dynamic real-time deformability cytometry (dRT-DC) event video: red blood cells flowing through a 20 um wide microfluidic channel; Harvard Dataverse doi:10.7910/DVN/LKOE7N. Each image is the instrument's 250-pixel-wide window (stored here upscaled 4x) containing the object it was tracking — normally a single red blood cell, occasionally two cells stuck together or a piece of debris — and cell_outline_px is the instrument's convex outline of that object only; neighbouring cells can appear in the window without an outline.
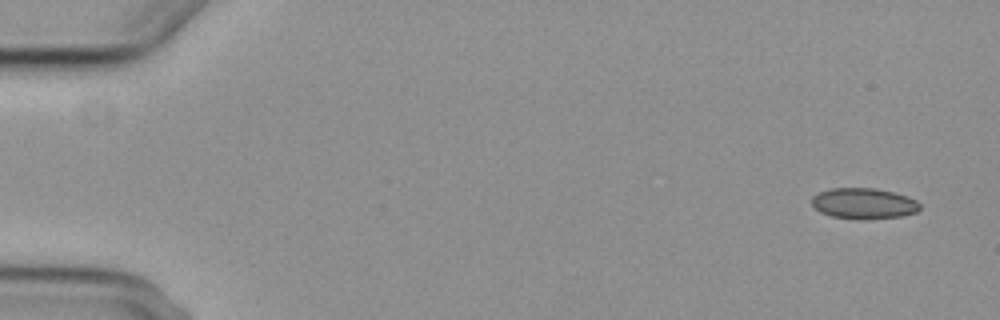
{"species": "common noctule bat (a hibernating species)", "species_latin": "Nyctalus noctula", "temperature_condition": "cold", "stored_images_in_passage": 5, "camera_frame_rate_fps": 3000, "um_per_image_px": 0.085, "animal": {"sex": "female", "body_mass_g": 29.2, "forearm_length_mm": 56.3}, "frame": {"image": 1, "passage_image": 1, "time_ms": 0.0, "image_size_px": [1000, 320], "cell_outline_px": [[920, 208], [916, 212], [900, 216], [868, 220], [856, 220], [832, 216], [820, 212], [812, 204], [812, 196], [820, 192], [832, 188], [876, 188], [908, 196], [916, 200], [920, 204]], "centroid_in_image_um": [73.43, 17.3], "position_along_channel_um": 11.6, "area_um2": 19.54}}
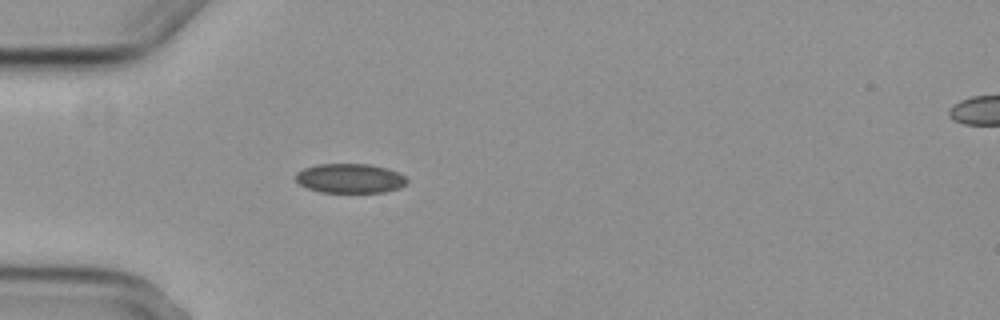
{"frame": {"image": 2, "passage_image": 5, "time_ms": 4.667, "image_size_px": [1000, 320], "cell_outline_px": [[408, 184], [400, 188], [384, 192], [320, 192], [308, 188], [300, 184], [296, 180], [296, 172], [304, 168], [316, 164], [368, 164], [388, 168], [404, 176], [408, 180]], "centroid_in_image_um": [29.76, 15.16], "position_along_channel_um": 55.2, "area_um2": 19.13}}